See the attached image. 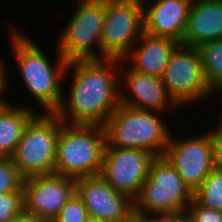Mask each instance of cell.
I'll return each instance as SVG.
<instances>
[{
  "label": "cell",
  "instance_id": "6da1fadb",
  "mask_svg": "<svg viewBox=\"0 0 222 222\" xmlns=\"http://www.w3.org/2000/svg\"><path fill=\"white\" fill-rule=\"evenodd\" d=\"M63 82L70 89L67 86L68 93L63 91L62 102L54 113L67 124L103 126L120 104L118 59L69 61Z\"/></svg>",
  "mask_w": 222,
  "mask_h": 222
},
{
  "label": "cell",
  "instance_id": "7a4b0ae2",
  "mask_svg": "<svg viewBox=\"0 0 222 222\" xmlns=\"http://www.w3.org/2000/svg\"><path fill=\"white\" fill-rule=\"evenodd\" d=\"M14 24L7 27V37L17 65L18 76L25 90L27 89L26 92L37 103L36 107L41 108V113H54L62 102L63 91L67 90L63 88L67 86L63 81L68 61L56 50V60L51 62L46 51H43L44 48L26 36L20 26Z\"/></svg>",
  "mask_w": 222,
  "mask_h": 222
},
{
  "label": "cell",
  "instance_id": "3957f363",
  "mask_svg": "<svg viewBox=\"0 0 222 222\" xmlns=\"http://www.w3.org/2000/svg\"><path fill=\"white\" fill-rule=\"evenodd\" d=\"M161 114L165 113L119 104L103 125L106 144L111 148L146 149L156 157L163 156L173 130Z\"/></svg>",
  "mask_w": 222,
  "mask_h": 222
},
{
  "label": "cell",
  "instance_id": "277c9868",
  "mask_svg": "<svg viewBox=\"0 0 222 222\" xmlns=\"http://www.w3.org/2000/svg\"><path fill=\"white\" fill-rule=\"evenodd\" d=\"M105 145L102 125L67 124L60 120L55 173L75 179L100 175Z\"/></svg>",
  "mask_w": 222,
  "mask_h": 222
},
{
  "label": "cell",
  "instance_id": "5b68a950",
  "mask_svg": "<svg viewBox=\"0 0 222 222\" xmlns=\"http://www.w3.org/2000/svg\"><path fill=\"white\" fill-rule=\"evenodd\" d=\"M78 4L65 27L56 34L55 50L66 61L101 59L106 0H76Z\"/></svg>",
  "mask_w": 222,
  "mask_h": 222
},
{
  "label": "cell",
  "instance_id": "8992f818",
  "mask_svg": "<svg viewBox=\"0 0 222 222\" xmlns=\"http://www.w3.org/2000/svg\"><path fill=\"white\" fill-rule=\"evenodd\" d=\"M193 191L178 171L163 157H156L149 175L134 200V216L146 213L185 214L193 201Z\"/></svg>",
  "mask_w": 222,
  "mask_h": 222
},
{
  "label": "cell",
  "instance_id": "52a82bcc",
  "mask_svg": "<svg viewBox=\"0 0 222 222\" xmlns=\"http://www.w3.org/2000/svg\"><path fill=\"white\" fill-rule=\"evenodd\" d=\"M60 119L55 113H37L27 124L11 159L24 178L55 173Z\"/></svg>",
  "mask_w": 222,
  "mask_h": 222
},
{
  "label": "cell",
  "instance_id": "ba28073f",
  "mask_svg": "<svg viewBox=\"0 0 222 222\" xmlns=\"http://www.w3.org/2000/svg\"><path fill=\"white\" fill-rule=\"evenodd\" d=\"M161 80L170 96L182 109L189 105H199L200 102L205 105V100L207 104L216 95L208 85L201 55L194 46L180 44L175 49ZM209 98L211 99L208 100Z\"/></svg>",
  "mask_w": 222,
  "mask_h": 222
},
{
  "label": "cell",
  "instance_id": "9c48e42d",
  "mask_svg": "<svg viewBox=\"0 0 222 222\" xmlns=\"http://www.w3.org/2000/svg\"><path fill=\"white\" fill-rule=\"evenodd\" d=\"M144 33V7L140 0H106L100 39L101 59L123 60Z\"/></svg>",
  "mask_w": 222,
  "mask_h": 222
},
{
  "label": "cell",
  "instance_id": "30bf717a",
  "mask_svg": "<svg viewBox=\"0 0 222 222\" xmlns=\"http://www.w3.org/2000/svg\"><path fill=\"white\" fill-rule=\"evenodd\" d=\"M204 131L207 132L192 133L186 139H178L172 132L163 154L193 192L216 167L214 139L208 129Z\"/></svg>",
  "mask_w": 222,
  "mask_h": 222
},
{
  "label": "cell",
  "instance_id": "8fae6325",
  "mask_svg": "<svg viewBox=\"0 0 222 222\" xmlns=\"http://www.w3.org/2000/svg\"><path fill=\"white\" fill-rule=\"evenodd\" d=\"M155 158L146 149L111 148L106 144L100 175L114 190L134 201Z\"/></svg>",
  "mask_w": 222,
  "mask_h": 222
},
{
  "label": "cell",
  "instance_id": "7c38bea8",
  "mask_svg": "<svg viewBox=\"0 0 222 222\" xmlns=\"http://www.w3.org/2000/svg\"><path fill=\"white\" fill-rule=\"evenodd\" d=\"M120 104L165 115L183 110L170 96L161 77L134 71L123 60H120Z\"/></svg>",
  "mask_w": 222,
  "mask_h": 222
},
{
  "label": "cell",
  "instance_id": "4fadbf2b",
  "mask_svg": "<svg viewBox=\"0 0 222 222\" xmlns=\"http://www.w3.org/2000/svg\"><path fill=\"white\" fill-rule=\"evenodd\" d=\"M24 211L52 222L76 193V179L59 174L36 175L23 182Z\"/></svg>",
  "mask_w": 222,
  "mask_h": 222
},
{
  "label": "cell",
  "instance_id": "5bb4252c",
  "mask_svg": "<svg viewBox=\"0 0 222 222\" xmlns=\"http://www.w3.org/2000/svg\"><path fill=\"white\" fill-rule=\"evenodd\" d=\"M76 193L88 216L103 222H129L134 217V201L114 190L101 175L76 179Z\"/></svg>",
  "mask_w": 222,
  "mask_h": 222
},
{
  "label": "cell",
  "instance_id": "9a60e30c",
  "mask_svg": "<svg viewBox=\"0 0 222 222\" xmlns=\"http://www.w3.org/2000/svg\"><path fill=\"white\" fill-rule=\"evenodd\" d=\"M192 1H144V32L156 37H168L182 44Z\"/></svg>",
  "mask_w": 222,
  "mask_h": 222
},
{
  "label": "cell",
  "instance_id": "2e32d148",
  "mask_svg": "<svg viewBox=\"0 0 222 222\" xmlns=\"http://www.w3.org/2000/svg\"><path fill=\"white\" fill-rule=\"evenodd\" d=\"M180 44L174 39L144 32L123 61L134 71L161 77L171 55Z\"/></svg>",
  "mask_w": 222,
  "mask_h": 222
},
{
  "label": "cell",
  "instance_id": "e0dca14e",
  "mask_svg": "<svg viewBox=\"0 0 222 222\" xmlns=\"http://www.w3.org/2000/svg\"><path fill=\"white\" fill-rule=\"evenodd\" d=\"M222 39V0H193L182 44L197 47Z\"/></svg>",
  "mask_w": 222,
  "mask_h": 222
},
{
  "label": "cell",
  "instance_id": "ac0fdd59",
  "mask_svg": "<svg viewBox=\"0 0 222 222\" xmlns=\"http://www.w3.org/2000/svg\"><path fill=\"white\" fill-rule=\"evenodd\" d=\"M23 105L10 101L0 112V157L12 156L25 127L39 112L29 103L27 106Z\"/></svg>",
  "mask_w": 222,
  "mask_h": 222
},
{
  "label": "cell",
  "instance_id": "d6986e66",
  "mask_svg": "<svg viewBox=\"0 0 222 222\" xmlns=\"http://www.w3.org/2000/svg\"><path fill=\"white\" fill-rule=\"evenodd\" d=\"M197 48L208 85L218 94L222 90V39L203 42Z\"/></svg>",
  "mask_w": 222,
  "mask_h": 222
},
{
  "label": "cell",
  "instance_id": "ffe728a7",
  "mask_svg": "<svg viewBox=\"0 0 222 222\" xmlns=\"http://www.w3.org/2000/svg\"><path fill=\"white\" fill-rule=\"evenodd\" d=\"M193 199L200 205L222 210V170L217 166L193 193Z\"/></svg>",
  "mask_w": 222,
  "mask_h": 222
},
{
  "label": "cell",
  "instance_id": "44dd1931",
  "mask_svg": "<svg viewBox=\"0 0 222 222\" xmlns=\"http://www.w3.org/2000/svg\"><path fill=\"white\" fill-rule=\"evenodd\" d=\"M24 179L11 157H0V193L23 191Z\"/></svg>",
  "mask_w": 222,
  "mask_h": 222
},
{
  "label": "cell",
  "instance_id": "7402d4cb",
  "mask_svg": "<svg viewBox=\"0 0 222 222\" xmlns=\"http://www.w3.org/2000/svg\"><path fill=\"white\" fill-rule=\"evenodd\" d=\"M24 211V191L0 193V222H9Z\"/></svg>",
  "mask_w": 222,
  "mask_h": 222
},
{
  "label": "cell",
  "instance_id": "603a6c76",
  "mask_svg": "<svg viewBox=\"0 0 222 222\" xmlns=\"http://www.w3.org/2000/svg\"><path fill=\"white\" fill-rule=\"evenodd\" d=\"M87 217V208L75 193L61 208L52 222H85Z\"/></svg>",
  "mask_w": 222,
  "mask_h": 222
},
{
  "label": "cell",
  "instance_id": "cb8c5ba5",
  "mask_svg": "<svg viewBox=\"0 0 222 222\" xmlns=\"http://www.w3.org/2000/svg\"><path fill=\"white\" fill-rule=\"evenodd\" d=\"M185 214L192 222H222V210L200 206L194 199Z\"/></svg>",
  "mask_w": 222,
  "mask_h": 222
},
{
  "label": "cell",
  "instance_id": "d4e9b609",
  "mask_svg": "<svg viewBox=\"0 0 222 222\" xmlns=\"http://www.w3.org/2000/svg\"><path fill=\"white\" fill-rule=\"evenodd\" d=\"M184 214L181 213H146L134 216L138 222H178Z\"/></svg>",
  "mask_w": 222,
  "mask_h": 222
},
{
  "label": "cell",
  "instance_id": "484cf974",
  "mask_svg": "<svg viewBox=\"0 0 222 222\" xmlns=\"http://www.w3.org/2000/svg\"><path fill=\"white\" fill-rule=\"evenodd\" d=\"M222 107H220V111H219V117H218V121L215 122L214 124H216V128L212 125H210V127H208V130L211 132L213 139H214V145L216 147V149H222ZM213 127V128H212Z\"/></svg>",
  "mask_w": 222,
  "mask_h": 222
},
{
  "label": "cell",
  "instance_id": "4316f807",
  "mask_svg": "<svg viewBox=\"0 0 222 222\" xmlns=\"http://www.w3.org/2000/svg\"><path fill=\"white\" fill-rule=\"evenodd\" d=\"M3 62H4V64H5V86L0 90V112L4 109V107L10 102L8 99H7V96H6V94L8 95L9 93H8V91H9V89H12V88H10L11 87V85H10V78L8 79L7 77H8V71H9V69H8V66L6 65V64H9V62L8 63H6V61H4L3 60ZM8 69V70H7ZM10 86V87H9ZM6 96V97H5Z\"/></svg>",
  "mask_w": 222,
  "mask_h": 222
},
{
  "label": "cell",
  "instance_id": "83f0119b",
  "mask_svg": "<svg viewBox=\"0 0 222 222\" xmlns=\"http://www.w3.org/2000/svg\"><path fill=\"white\" fill-rule=\"evenodd\" d=\"M9 222H48V221L36 215L26 213L25 211H23L21 214L11 219Z\"/></svg>",
  "mask_w": 222,
  "mask_h": 222
},
{
  "label": "cell",
  "instance_id": "f1b7e54d",
  "mask_svg": "<svg viewBox=\"0 0 222 222\" xmlns=\"http://www.w3.org/2000/svg\"><path fill=\"white\" fill-rule=\"evenodd\" d=\"M5 86V64L0 58V90Z\"/></svg>",
  "mask_w": 222,
  "mask_h": 222
},
{
  "label": "cell",
  "instance_id": "f546056e",
  "mask_svg": "<svg viewBox=\"0 0 222 222\" xmlns=\"http://www.w3.org/2000/svg\"><path fill=\"white\" fill-rule=\"evenodd\" d=\"M216 152H217L216 166L222 170V149H216Z\"/></svg>",
  "mask_w": 222,
  "mask_h": 222
},
{
  "label": "cell",
  "instance_id": "4dcf8cb0",
  "mask_svg": "<svg viewBox=\"0 0 222 222\" xmlns=\"http://www.w3.org/2000/svg\"><path fill=\"white\" fill-rule=\"evenodd\" d=\"M85 222H103V221H100L98 218L96 217H92V216H88L85 220Z\"/></svg>",
  "mask_w": 222,
  "mask_h": 222
},
{
  "label": "cell",
  "instance_id": "1f68e13d",
  "mask_svg": "<svg viewBox=\"0 0 222 222\" xmlns=\"http://www.w3.org/2000/svg\"><path fill=\"white\" fill-rule=\"evenodd\" d=\"M178 222H192V221L190 220V218H189L186 214H184V215L178 220Z\"/></svg>",
  "mask_w": 222,
  "mask_h": 222
},
{
  "label": "cell",
  "instance_id": "d6a6232c",
  "mask_svg": "<svg viewBox=\"0 0 222 222\" xmlns=\"http://www.w3.org/2000/svg\"><path fill=\"white\" fill-rule=\"evenodd\" d=\"M216 96L219 97L220 98L219 100L222 102V90L218 94H216ZM221 102H220V104L222 106Z\"/></svg>",
  "mask_w": 222,
  "mask_h": 222
},
{
  "label": "cell",
  "instance_id": "836d02e7",
  "mask_svg": "<svg viewBox=\"0 0 222 222\" xmlns=\"http://www.w3.org/2000/svg\"><path fill=\"white\" fill-rule=\"evenodd\" d=\"M129 222H138L134 217Z\"/></svg>",
  "mask_w": 222,
  "mask_h": 222
}]
</instances>
